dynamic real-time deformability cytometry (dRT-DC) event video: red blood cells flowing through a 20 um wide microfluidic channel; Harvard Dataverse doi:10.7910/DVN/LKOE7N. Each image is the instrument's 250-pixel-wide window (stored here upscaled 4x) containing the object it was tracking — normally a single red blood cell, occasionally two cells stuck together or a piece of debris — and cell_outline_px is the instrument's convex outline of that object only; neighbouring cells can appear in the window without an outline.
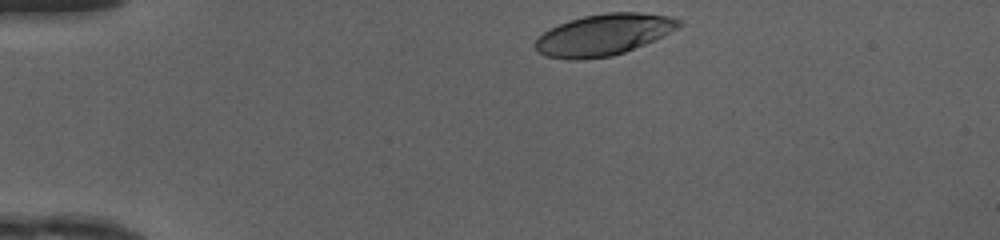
{"species": "human", "species_latin": "Homo sapiens", "temperature_condition": "cold", "stored_images_in_passage": 32, "camera_frame_rate_fps": 3000, "um_per_image_px": 0.085, "donor": {"sex": "female"}, "frame": {"image": 1, "passage_image": 1, "time_ms": 0.0, "image_size_px": [1000, 240], "cell_outline_px": [[684, 24], [656, 40], [624, 52], [612, 56], [580, 60], [568, 60], [544, 56], [536, 48], [536, 40], [548, 28], [584, 16], [608, 12], [640, 12], [672, 16], [684, 20]], "centroid_in_image_um": [51.37, 2.95], "position_along_channel_um": 33.6, "area_um2": 34.8}}
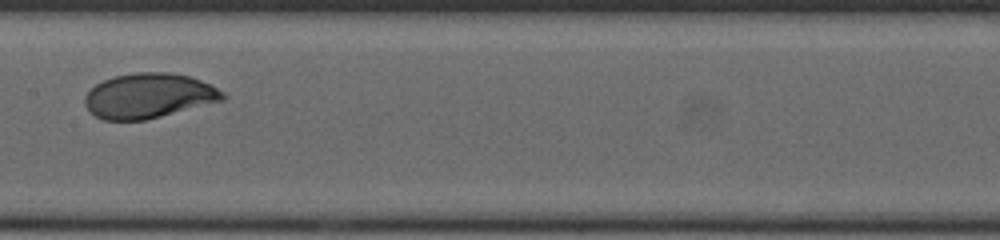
{"frame": {"image": 2, "passage_image": 17, "time_ms": 5.333, "image_size_px": [1000, 240], "cell_outline_px": [[228, 96], [224, 100], [144, 120], [104, 120], [96, 116], [84, 104], [84, 96], [96, 84], [104, 80], [116, 76], [136, 72], [168, 72], [192, 76], [224, 92]], "centroid_in_image_um": [12.65, 8.13], "position_along_channel_um": 194.7, "area_um2": 35.84}}
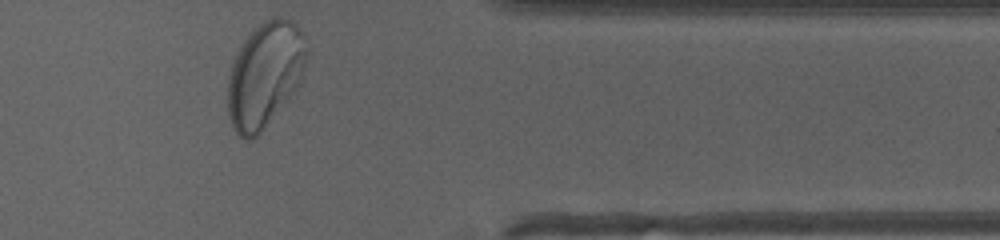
{"frame": {"image": 3, "passage_image": 32, "time_ms": 10.333, "image_size_px": [1000, 240], "cell_outline_px": [[308, 52], [300, 80], [296, 88], [256, 140], [244, 140], [236, 132], [228, 116], [228, 80], [232, 60], [244, 40], [264, 20], [272, 16], [280, 16], [292, 20], [300, 28], [308, 44]], "centroid_in_image_um": [22.52, 6.35], "position_along_channel_um": 388.9, "area_um2": 48.67}, "authors_computed_cell_mechanics": {"area_um2": 35.8649, "velocity_mm_per_s": 4.14, "shape_relaxation_time_tau1_ms": 2.0237, "shape_relaxation_time_tau2_ms": null, "deformation_change_tau1": 0.1477, "deformation_change_tau2": null}}